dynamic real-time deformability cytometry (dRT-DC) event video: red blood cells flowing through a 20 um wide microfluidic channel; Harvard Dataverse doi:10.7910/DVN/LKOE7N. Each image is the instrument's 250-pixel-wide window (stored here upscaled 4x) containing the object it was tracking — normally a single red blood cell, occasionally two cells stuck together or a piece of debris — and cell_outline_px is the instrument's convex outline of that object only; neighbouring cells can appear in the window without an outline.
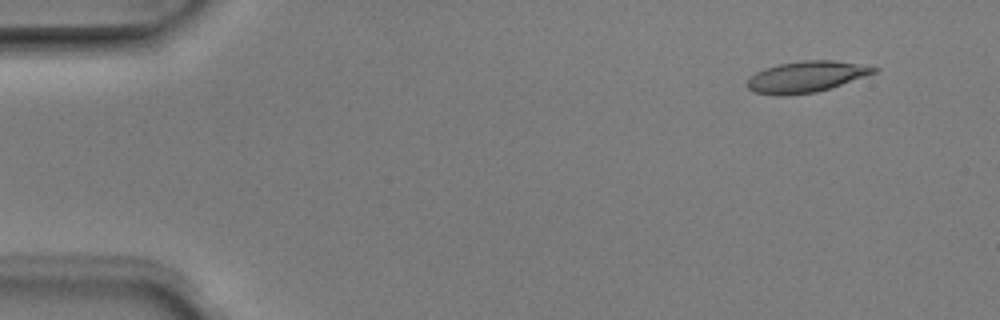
{"species": "Egyptian fruit bat (a non-hibernating species)", "species_latin": "Rousettus aegyptiacus", "temperature_condition": "room temperature", "stored_images_in_passage": 4, "camera_frame_rate_fps": 3000, "um_per_image_px": 0.085, "animal": {"sex": "male"}, "frame": {"image": 1, "passage_image": 1, "time_ms": 0.0, "image_size_px": [1000, 320], "cell_outline_px": [[880, 68], [876, 72], [816, 92], [784, 96], [776, 96], [752, 92], [744, 84], [756, 72], [764, 68], [776, 64], [804, 60], [832, 60]], "centroid_in_image_um": [68.43, 6.53], "position_along_channel_um": 16.6, "area_um2": 22.83}}
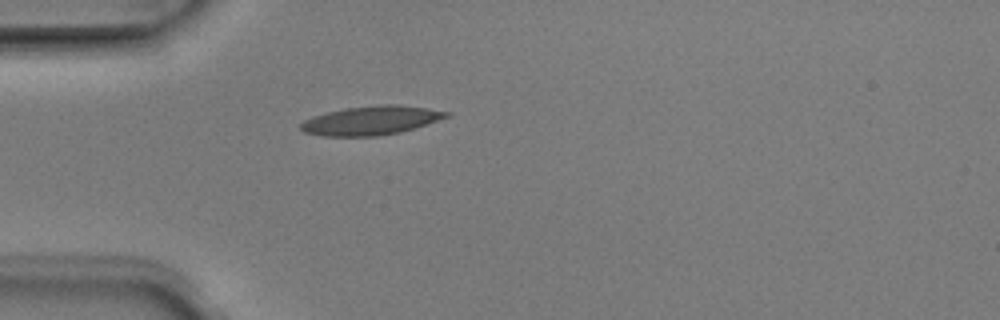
{"frame": {"image": 2, "passage_image": 4, "time_ms": 1.0, "image_size_px": [1000, 320], "cell_outline_px": [[452, 116], [416, 128], [400, 132], [376, 136], [320, 136], [304, 132], [300, 128], [300, 124], [304, 120], [312, 116], [328, 112], [348, 108], [380, 104], [400, 104], [428, 108], [452, 112]], "centroid_in_image_um": [31.6, 10.23], "position_along_channel_um": 53.4, "area_um2": 24.8}}